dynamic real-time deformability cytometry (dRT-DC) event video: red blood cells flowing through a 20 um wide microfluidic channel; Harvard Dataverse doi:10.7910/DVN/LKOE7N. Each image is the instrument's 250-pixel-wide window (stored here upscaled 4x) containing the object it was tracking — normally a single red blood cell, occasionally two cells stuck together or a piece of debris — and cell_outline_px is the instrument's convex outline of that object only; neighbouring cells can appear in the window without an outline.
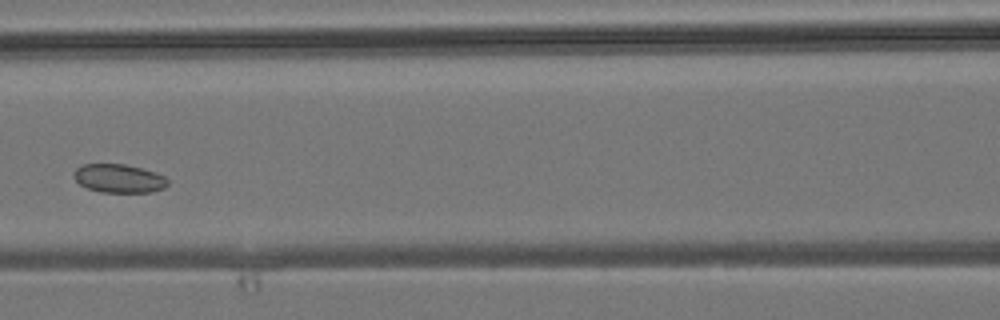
{"species": "common noctule bat (a hibernating species)", "species_latin": "Nyctalus noctula", "temperature_condition": "room temperature", "stored_images_in_passage": 4, "camera_frame_rate_fps": 3000, "um_per_image_px": 0.085, "animal": {"sex": "male", "body_mass_g": 19.2, "forearm_length_mm": 51.8}, "frame": {"image": 1, "passage_image": 4, "time_ms": 3.667, "image_size_px": [1000, 320], "cell_outline_px": [[168, 184], [164, 188], [152, 192], [100, 192], [88, 188], [80, 184], [72, 176], [76, 168], [84, 164], [124, 164], [156, 172], [164, 176], [168, 180]], "centroid_in_image_um": [10.11, 15.17], "position_along_channel_um": 156.5, "area_um2": 15.61}}